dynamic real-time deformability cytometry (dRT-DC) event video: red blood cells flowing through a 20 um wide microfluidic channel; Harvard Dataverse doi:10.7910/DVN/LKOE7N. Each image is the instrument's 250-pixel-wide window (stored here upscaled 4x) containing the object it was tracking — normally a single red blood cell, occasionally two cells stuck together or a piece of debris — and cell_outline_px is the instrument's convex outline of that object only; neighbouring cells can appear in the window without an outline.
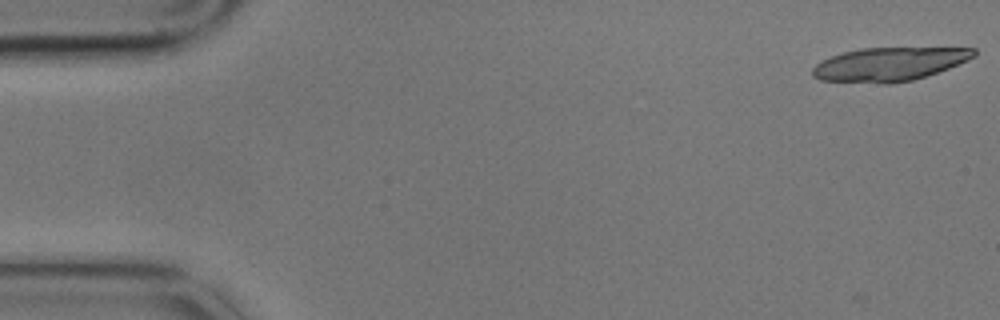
{"species": "common noctule bat (a hibernating species)", "species_latin": "Nyctalus noctula", "temperature_condition": "cold", "stored_images_in_passage": 11, "camera_frame_rate_fps": 3000, "um_per_image_px": 0.085, "animal": {"sex": "male", "body_mass_g": 17.9}, "frame": {"image": 1, "passage_image": 1, "time_ms": 0.0, "image_size_px": [1000, 320], "cell_outline_px": [[976, 56], [968, 60], [948, 68], [912, 80], [892, 84], [884, 84], [820, 80], [812, 76], [812, 68], [816, 64], [832, 56], [844, 52], [860, 48], [976, 48]], "centroid_in_image_um": [75.57, 5.46], "position_along_channel_um": 9.4, "area_um2": 31.44}}
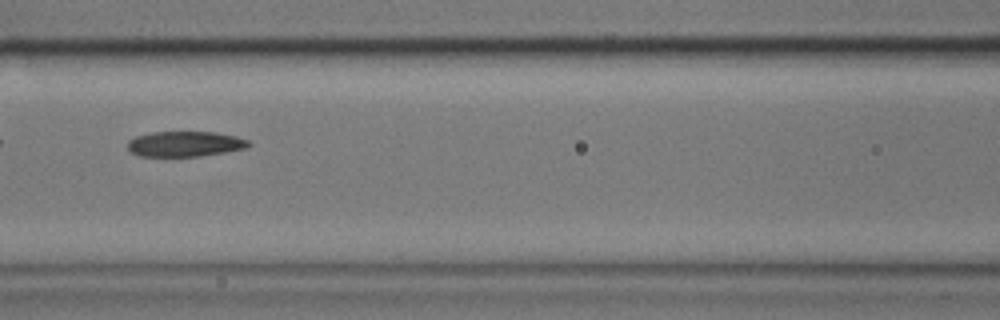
{"frame": {"image": 2, "passage_image": 7, "time_ms": 2.0, "image_size_px": [1000, 320], "cell_outline_px": [[252, 144], [248, 148], [200, 156], [136, 156], [128, 152], [128, 140], [136, 136], [152, 132], [216, 132], [236, 136], [248, 140]], "centroid_in_image_um": [15.71, 12.24], "position_along_channel_um": 150.9, "area_um2": 18.03}}
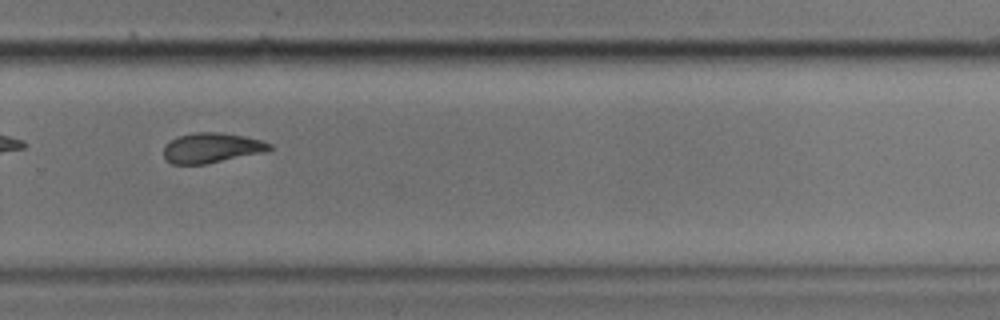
{"frame": {"image": 3, "passage_image": 11, "time_ms": 3.333, "image_size_px": [1000, 320], "cell_outline_px": [[272, 148], [268, 152], [204, 164], [172, 164], [164, 156], [164, 148], [172, 140], [180, 136], [196, 132], [220, 132], [244, 136], [260, 140], [272, 144]], "centroid_in_image_um": [18.05, 12.57], "position_along_channel_um": 311.8, "area_um2": 18.38}}